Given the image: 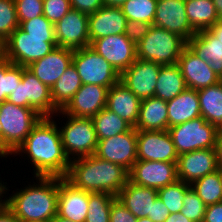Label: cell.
Returning <instances> with one entry per match:
<instances>
[{
	"label": "cell",
	"mask_w": 222,
	"mask_h": 222,
	"mask_svg": "<svg viewBox=\"0 0 222 222\" xmlns=\"http://www.w3.org/2000/svg\"><path fill=\"white\" fill-rule=\"evenodd\" d=\"M141 100L120 80L107 92L106 108L123 118L135 128L140 111Z\"/></svg>",
	"instance_id": "obj_24"
},
{
	"label": "cell",
	"mask_w": 222,
	"mask_h": 222,
	"mask_svg": "<svg viewBox=\"0 0 222 222\" xmlns=\"http://www.w3.org/2000/svg\"><path fill=\"white\" fill-rule=\"evenodd\" d=\"M176 168L178 180L191 185L197 179L219 170L215 149H198L181 154Z\"/></svg>",
	"instance_id": "obj_18"
},
{
	"label": "cell",
	"mask_w": 222,
	"mask_h": 222,
	"mask_svg": "<svg viewBox=\"0 0 222 222\" xmlns=\"http://www.w3.org/2000/svg\"><path fill=\"white\" fill-rule=\"evenodd\" d=\"M121 7L103 6L88 15L90 43L107 36L123 34L127 23Z\"/></svg>",
	"instance_id": "obj_23"
},
{
	"label": "cell",
	"mask_w": 222,
	"mask_h": 222,
	"mask_svg": "<svg viewBox=\"0 0 222 222\" xmlns=\"http://www.w3.org/2000/svg\"><path fill=\"white\" fill-rule=\"evenodd\" d=\"M186 41L179 35L156 26L137 44V58L162 65H175Z\"/></svg>",
	"instance_id": "obj_7"
},
{
	"label": "cell",
	"mask_w": 222,
	"mask_h": 222,
	"mask_svg": "<svg viewBox=\"0 0 222 222\" xmlns=\"http://www.w3.org/2000/svg\"><path fill=\"white\" fill-rule=\"evenodd\" d=\"M41 119L42 116L32 108L3 101L0 104L2 158L13 155Z\"/></svg>",
	"instance_id": "obj_4"
},
{
	"label": "cell",
	"mask_w": 222,
	"mask_h": 222,
	"mask_svg": "<svg viewBox=\"0 0 222 222\" xmlns=\"http://www.w3.org/2000/svg\"><path fill=\"white\" fill-rule=\"evenodd\" d=\"M65 179L89 193H109L117 197L129 181V171L93 154L71 160Z\"/></svg>",
	"instance_id": "obj_3"
},
{
	"label": "cell",
	"mask_w": 222,
	"mask_h": 222,
	"mask_svg": "<svg viewBox=\"0 0 222 222\" xmlns=\"http://www.w3.org/2000/svg\"><path fill=\"white\" fill-rule=\"evenodd\" d=\"M218 130L202 116L168 129L178 155L198 149H214Z\"/></svg>",
	"instance_id": "obj_9"
},
{
	"label": "cell",
	"mask_w": 222,
	"mask_h": 222,
	"mask_svg": "<svg viewBox=\"0 0 222 222\" xmlns=\"http://www.w3.org/2000/svg\"><path fill=\"white\" fill-rule=\"evenodd\" d=\"M186 45L196 56L209 62L213 72L222 80V43L209 30L197 32Z\"/></svg>",
	"instance_id": "obj_26"
},
{
	"label": "cell",
	"mask_w": 222,
	"mask_h": 222,
	"mask_svg": "<svg viewBox=\"0 0 222 222\" xmlns=\"http://www.w3.org/2000/svg\"><path fill=\"white\" fill-rule=\"evenodd\" d=\"M74 50L57 46L26 68L50 89L72 64Z\"/></svg>",
	"instance_id": "obj_21"
},
{
	"label": "cell",
	"mask_w": 222,
	"mask_h": 222,
	"mask_svg": "<svg viewBox=\"0 0 222 222\" xmlns=\"http://www.w3.org/2000/svg\"><path fill=\"white\" fill-rule=\"evenodd\" d=\"M203 222H222V202L206 207Z\"/></svg>",
	"instance_id": "obj_48"
},
{
	"label": "cell",
	"mask_w": 222,
	"mask_h": 222,
	"mask_svg": "<svg viewBox=\"0 0 222 222\" xmlns=\"http://www.w3.org/2000/svg\"><path fill=\"white\" fill-rule=\"evenodd\" d=\"M178 157L168 130L137 131V160L177 163Z\"/></svg>",
	"instance_id": "obj_14"
},
{
	"label": "cell",
	"mask_w": 222,
	"mask_h": 222,
	"mask_svg": "<svg viewBox=\"0 0 222 222\" xmlns=\"http://www.w3.org/2000/svg\"><path fill=\"white\" fill-rule=\"evenodd\" d=\"M158 198L154 188L142 187L128 181L117 195V199L137 218L151 215L152 205Z\"/></svg>",
	"instance_id": "obj_25"
},
{
	"label": "cell",
	"mask_w": 222,
	"mask_h": 222,
	"mask_svg": "<svg viewBox=\"0 0 222 222\" xmlns=\"http://www.w3.org/2000/svg\"><path fill=\"white\" fill-rule=\"evenodd\" d=\"M94 155L130 171L137 161L136 129L132 128L122 134L99 140Z\"/></svg>",
	"instance_id": "obj_11"
},
{
	"label": "cell",
	"mask_w": 222,
	"mask_h": 222,
	"mask_svg": "<svg viewBox=\"0 0 222 222\" xmlns=\"http://www.w3.org/2000/svg\"><path fill=\"white\" fill-rule=\"evenodd\" d=\"M201 116L218 129L222 128V80L197 91Z\"/></svg>",
	"instance_id": "obj_30"
},
{
	"label": "cell",
	"mask_w": 222,
	"mask_h": 222,
	"mask_svg": "<svg viewBox=\"0 0 222 222\" xmlns=\"http://www.w3.org/2000/svg\"><path fill=\"white\" fill-rule=\"evenodd\" d=\"M191 185L177 180L171 185L158 189V198L164 203L169 213H180L184 205L186 190Z\"/></svg>",
	"instance_id": "obj_38"
},
{
	"label": "cell",
	"mask_w": 222,
	"mask_h": 222,
	"mask_svg": "<svg viewBox=\"0 0 222 222\" xmlns=\"http://www.w3.org/2000/svg\"><path fill=\"white\" fill-rule=\"evenodd\" d=\"M152 24L128 20L125 27V36L136 46L147 35Z\"/></svg>",
	"instance_id": "obj_44"
},
{
	"label": "cell",
	"mask_w": 222,
	"mask_h": 222,
	"mask_svg": "<svg viewBox=\"0 0 222 222\" xmlns=\"http://www.w3.org/2000/svg\"><path fill=\"white\" fill-rule=\"evenodd\" d=\"M186 89V82L177 64L161 66L154 92L155 97L169 101Z\"/></svg>",
	"instance_id": "obj_29"
},
{
	"label": "cell",
	"mask_w": 222,
	"mask_h": 222,
	"mask_svg": "<svg viewBox=\"0 0 222 222\" xmlns=\"http://www.w3.org/2000/svg\"><path fill=\"white\" fill-rule=\"evenodd\" d=\"M97 140H104L112 136L130 131L133 127L107 108H103L92 118Z\"/></svg>",
	"instance_id": "obj_33"
},
{
	"label": "cell",
	"mask_w": 222,
	"mask_h": 222,
	"mask_svg": "<svg viewBox=\"0 0 222 222\" xmlns=\"http://www.w3.org/2000/svg\"><path fill=\"white\" fill-rule=\"evenodd\" d=\"M185 8L188 21L196 33L208 30L220 20L213 0H185Z\"/></svg>",
	"instance_id": "obj_31"
},
{
	"label": "cell",
	"mask_w": 222,
	"mask_h": 222,
	"mask_svg": "<svg viewBox=\"0 0 222 222\" xmlns=\"http://www.w3.org/2000/svg\"><path fill=\"white\" fill-rule=\"evenodd\" d=\"M6 184L7 182H4L2 179L0 180V208H3L4 206H6V198H7V195H6L7 185Z\"/></svg>",
	"instance_id": "obj_53"
},
{
	"label": "cell",
	"mask_w": 222,
	"mask_h": 222,
	"mask_svg": "<svg viewBox=\"0 0 222 222\" xmlns=\"http://www.w3.org/2000/svg\"><path fill=\"white\" fill-rule=\"evenodd\" d=\"M177 65L189 89L198 91L221 81L211 69L209 62L196 56L187 45L182 50Z\"/></svg>",
	"instance_id": "obj_19"
},
{
	"label": "cell",
	"mask_w": 222,
	"mask_h": 222,
	"mask_svg": "<svg viewBox=\"0 0 222 222\" xmlns=\"http://www.w3.org/2000/svg\"><path fill=\"white\" fill-rule=\"evenodd\" d=\"M89 192L75 188L65 178H59L57 214L73 222H85Z\"/></svg>",
	"instance_id": "obj_22"
},
{
	"label": "cell",
	"mask_w": 222,
	"mask_h": 222,
	"mask_svg": "<svg viewBox=\"0 0 222 222\" xmlns=\"http://www.w3.org/2000/svg\"><path fill=\"white\" fill-rule=\"evenodd\" d=\"M19 27L14 0H0V43Z\"/></svg>",
	"instance_id": "obj_39"
},
{
	"label": "cell",
	"mask_w": 222,
	"mask_h": 222,
	"mask_svg": "<svg viewBox=\"0 0 222 222\" xmlns=\"http://www.w3.org/2000/svg\"><path fill=\"white\" fill-rule=\"evenodd\" d=\"M135 129L136 131L168 130L167 101L155 96L141 100L139 118Z\"/></svg>",
	"instance_id": "obj_28"
},
{
	"label": "cell",
	"mask_w": 222,
	"mask_h": 222,
	"mask_svg": "<svg viewBox=\"0 0 222 222\" xmlns=\"http://www.w3.org/2000/svg\"><path fill=\"white\" fill-rule=\"evenodd\" d=\"M162 64L136 59L120 74V81L140 100L154 96Z\"/></svg>",
	"instance_id": "obj_16"
},
{
	"label": "cell",
	"mask_w": 222,
	"mask_h": 222,
	"mask_svg": "<svg viewBox=\"0 0 222 222\" xmlns=\"http://www.w3.org/2000/svg\"><path fill=\"white\" fill-rule=\"evenodd\" d=\"M32 178L37 180L32 179L34 184L13 190L11 195L7 186L6 206L20 222H51L57 215L59 177Z\"/></svg>",
	"instance_id": "obj_2"
},
{
	"label": "cell",
	"mask_w": 222,
	"mask_h": 222,
	"mask_svg": "<svg viewBox=\"0 0 222 222\" xmlns=\"http://www.w3.org/2000/svg\"><path fill=\"white\" fill-rule=\"evenodd\" d=\"M164 222H193L184 216L181 212L180 213H172L170 214Z\"/></svg>",
	"instance_id": "obj_52"
},
{
	"label": "cell",
	"mask_w": 222,
	"mask_h": 222,
	"mask_svg": "<svg viewBox=\"0 0 222 222\" xmlns=\"http://www.w3.org/2000/svg\"><path fill=\"white\" fill-rule=\"evenodd\" d=\"M60 115L62 116L60 118ZM59 116V117H58ZM54 118L63 117L64 119H56L59 124L58 128L61 134L62 145L65 150L67 157L71 160L81 157H87L95 154L97 148V137L94 124L91 118L74 117L63 113L61 110L58 111ZM63 122V126L62 123Z\"/></svg>",
	"instance_id": "obj_5"
},
{
	"label": "cell",
	"mask_w": 222,
	"mask_h": 222,
	"mask_svg": "<svg viewBox=\"0 0 222 222\" xmlns=\"http://www.w3.org/2000/svg\"><path fill=\"white\" fill-rule=\"evenodd\" d=\"M127 0H103L104 6L121 7Z\"/></svg>",
	"instance_id": "obj_54"
},
{
	"label": "cell",
	"mask_w": 222,
	"mask_h": 222,
	"mask_svg": "<svg viewBox=\"0 0 222 222\" xmlns=\"http://www.w3.org/2000/svg\"><path fill=\"white\" fill-rule=\"evenodd\" d=\"M0 222H20V220L7 206H4L0 208Z\"/></svg>",
	"instance_id": "obj_49"
},
{
	"label": "cell",
	"mask_w": 222,
	"mask_h": 222,
	"mask_svg": "<svg viewBox=\"0 0 222 222\" xmlns=\"http://www.w3.org/2000/svg\"><path fill=\"white\" fill-rule=\"evenodd\" d=\"M2 55V44L0 43V56Z\"/></svg>",
	"instance_id": "obj_59"
},
{
	"label": "cell",
	"mask_w": 222,
	"mask_h": 222,
	"mask_svg": "<svg viewBox=\"0 0 222 222\" xmlns=\"http://www.w3.org/2000/svg\"><path fill=\"white\" fill-rule=\"evenodd\" d=\"M208 30L222 43V19L215 22Z\"/></svg>",
	"instance_id": "obj_51"
},
{
	"label": "cell",
	"mask_w": 222,
	"mask_h": 222,
	"mask_svg": "<svg viewBox=\"0 0 222 222\" xmlns=\"http://www.w3.org/2000/svg\"><path fill=\"white\" fill-rule=\"evenodd\" d=\"M169 215L170 213L167 207L159 198H157L152 205L151 215H148L147 217L153 222H164Z\"/></svg>",
	"instance_id": "obj_47"
},
{
	"label": "cell",
	"mask_w": 222,
	"mask_h": 222,
	"mask_svg": "<svg viewBox=\"0 0 222 222\" xmlns=\"http://www.w3.org/2000/svg\"><path fill=\"white\" fill-rule=\"evenodd\" d=\"M13 154L28 158L34 177L65 178L70 166L54 117H42Z\"/></svg>",
	"instance_id": "obj_1"
},
{
	"label": "cell",
	"mask_w": 222,
	"mask_h": 222,
	"mask_svg": "<svg viewBox=\"0 0 222 222\" xmlns=\"http://www.w3.org/2000/svg\"><path fill=\"white\" fill-rule=\"evenodd\" d=\"M57 46L71 50L90 46L88 14L71 9L54 25Z\"/></svg>",
	"instance_id": "obj_12"
},
{
	"label": "cell",
	"mask_w": 222,
	"mask_h": 222,
	"mask_svg": "<svg viewBox=\"0 0 222 222\" xmlns=\"http://www.w3.org/2000/svg\"><path fill=\"white\" fill-rule=\"evenodd\" d=\"M219 169H220V173H221V176H222V167H219Z\"/></svg>",
	"instance_id": "obj_60"
},
{
	"label": "cell",
	"mask_w": 222,
	"mask_h": 222,
	"mask_svg": "<svg viewBox=\"0 0 222 222\" xmlns=\"http://www.w3.org/2000/svg\"><path fill=\"white\" fill-rule=\"evenodd\" d=\"M19 27L29 35L55 36L54 25L44 15L23 21Z\"/></svg>",
	"instance_id": "obj_41"
},
{
	"label": "cell",
	"mask_w": 222,
	"mask_h": 222,
	"mask_svg": "<svg viewBox=\"0 0 222 222\" xmlns=\"http://www.w3.org/2000/svg\"><path fill=\"white\" fill-rule=\"evenodd\" d=\"M137 218L116 198L110 209V222H136Z\"/></svg>",
	"instance_id": "obj_45"
},
{
	"label": "cell",
	"mask_w": 222,
	"mask_h": 222,
	"mask_svg": "<svg viewBox=\"0 0 222 222\" xmlns=\"http://www.w3.org/2000/svg\"><path fill=\"white\" fill-rule=\"evenodd\" d=\"M107 92L108 88L104 86L82 84L61 111L69 116L92 118L106 108Z\"/></svg>",
	"instance_id": "obj_20"
},
{
	"label": "cell",
	"mask_w": 222,
	"mask_h": 222,
	"mask_svg": "<svg viewBox=\"0 0 222 222\" xmlns=\"http://www.w3.org/2000/svg\"><path fill=\"white\" fill-rule=\"evenodd\" d=\"M153 26L175 33L186 42L196 34L186 15L185 0H157Z\"/></svg>",
	"instance_id": "obj_17"
},
{
	"label": "cell",
	"mask_w": 222,
	"mask_h": 222,
	"mask_svg": "<svg viewBox=\"0 0 222 222\" xmlns=\"http://www.w3.org/2000/svg\"><path fill=\"white\" fill-rule=\"evenodd\" d=\"M72 63L82 84H96L109 89L120 80V74L90 46L74 50Z\"/></svg>",
	"instance_id": "obj_10"
},
{
	"label": "cell",
	"mask_w": 222,
	"mask_h": 222,
	"mask_svg": "<svg viewBox=\"0 0 222 222\" xmlns=\"http://www.w3.org/2000/svg\"><path fill=\"white\" fill-rule=\"evenodd\" d=\"M19 24L43 15V0H14Z\"/></svg>",
	"instance_id": "obj_42"
},
{
	"label": "cell",
	"mask_w": 222,
	"mask_h": 222,
	"mask_svg": "<svg viewBox=\"0 0 222 222\" xmlns=\"http://www.w3.org/2000/svg\"><path fill=\"white\" fill-rule=\"evenodd\" d=\"M0 158H2V139H1V133H0Z\"/></svg>",
	"instance_id": "obj_58"
},
{
	"label": "cell",
	"mask_w": 222,
	"mask_h": 222,
	"mask_svg": "<svg viewBox=\"0 0 222 222\" xmlns=\"http://www.w3.org/2000/svg\"><path fill=\"white\" fill-rule=\"evenodd\" d=\"M217 15L222 19V0H213Z\"/></svg>",
	"instance_id": "obj_55"
},
{
	"label": "cell",
	"mask_w": 222,
	"mask_h": 222,
	"mask_svg": "<svg viewBox=\"0 0 222 222\" xmlns=\"http://www.w3.org/2000/svg\"><path fill=\"white\" fill-rule=\"evenodd\" d=\"M157 0H127L121 9L127 20L147 22L153 25Z\"/></svg>",
	"instance_id": "obj_37"
},
{
	"label": "cell",
	"mask_w": 222,
	"mask_h": 222,
	"mask_svg": "<svg viewBox=\"0 0 222 222\" xmlns=\"http://www.w3.org/2000/svg\"><path fill=\"white\" fill-rule=\"evenodd\" d=\"M51 222H73L72 220H69L67 218H64L62 216H59L58 214L52 219Z\"/></svg>",
	"instance_id": "obj_56"
},
{
	"label": "cell",
	"mask_w": 222,
	"mask_h": 222,
	"mask_svg": "<svg viewBox=\"0 0 222 222\" xmlns=\"http://www.w3.org/2000/svg\"><path fill=\"white\" fill-rule=\"evenodd\" d=\"M183 202L184 205L181 213L193 222H203L207 206L198 197L191 186L186 190V196Z\"/></svg>",
	"instance_id": "obj_40"
},
{
	"label": "cell",
	"mask_w": 222,
	"mask_h": 222,
	"mask_svg": "<svg viewBox=\"0 0 222 222\" xmlns=\"http://www.w3.org/2000/svg\"><path fill=\"white\" fill-rule=\"evenodd\" d=\"M70 0H43V15L55 25L71 10Z\"/></svg>",
	"instance_id": "obj_43"
},
{
	"label": "cell",
	"mask_w": 222,
	"mask_h": 222,
	"mask_svg": "<svg viewBox=\"0 0 222 222\" xmlns=\"http://www.w3.org/2000/svg\"><path fill=\"white\" fill-rule=\"evenodd\" d=\"M23 74V66L11 63L3 55L0 56V104L6 101L16 85H19Z\"/></svg>",
	"instance_id": "obj_35"
},
{
	"label": "cell",
	"mask_w": 222,
	"mask_h": 222,
	"mask_svg": "<svg viewBox=\"0 0 222 222\" xmlns=\"http://www.w3.org/2000/svg\"><path fill=\"white\" fill-rule=\"evenodd\" d=\"M90 47L104 57L119 74L137 59L136 45L124 33L93 40Z\"/></svg>",
	"instance_id": "obj_13"
},
{
	"label": "cell",
	"mask_w": 222,
	"mask_h": 222,
	"mask_svg": "<svg viewBox=\"0 0 222 222\" xmlns=\"http://www.w3.org/2000/svg\"><path fill=\"white\" fill-rule=\"evenodd\" d=\"M215 152L219 167H222V128L217 132L216 142H215Z\"/></svg>",
	"instance_id": "obj_50"
},
{
	"label": "cell",
	"mask_w": 222,
	"mask_h": 222,
	"mask_svg": "<svg viewBox=\"0 0 222 222\" xmlns=\"http://www.w3.org/2000/svg\"><path fill=\"white\" fill-rule=\"evenodd\" d=\"M7 101L18 106L32 108L42 117H53L58 112L53 105L51 89L26 67H23L19 85H16Z\"/></svg>",
	"instance_id": "obj_8"
},
{
	"label": "cell",
	"mask_w": 222,
	"mask_h": 222,
	"mask_svg": "<svg viewBox=\"0 0 222 222\" xmlns=\"http://www.w3.org/2000/svg\"><path fill=\"white\" fill-rule=\"evenodd\" d=\"M168 129L201 116L199 96L196 90L187 88L167 101Z\"/></svg>",
	"instance_id": "obj_27"
},
{
	"label": "cell",
	"mask_w": 222,
	"mask_h": 222,
	"mask_svg": "<svg viewBox=\"0 0 222 222\" xmlns=\"http://www.w3.org/2000/svg\"><path fill=\"white\" fill-rule=\"evenodd\" d=\"M116 198L109 193H89L85 222H110V209Z\"/></svg>",
	"instance_id": "obj_36"
},
{
	"label": "cell",
	"mask_w": 222,
	"mask_h": 222,
	"mask_svg": "<svg viewBox=\"0 0 222 222\" xmlns=\"http://www.w3.org/2000/svg\"><path fill=\"white\" fill-rule=\"evenodd\" d=\"M191 188L206 206L222 202V176L220 169L197 179L191 184Z\"/></svg>",
	"instance_id": "obj_34"
},
{
	"label": "cell",
	"mask_w": 222,
	"mask_h": 222,
	"mask_svg": "<svg viewBox=\"0 0 222 222\" xmlns=\"http://www.w3.org/2000/svg\"><path fill=\"white\" fill-rule=\"evenodd\" d=\"M71 8L86 14H92L104 6L103 0H70Z\"/></svg>",
	"instance_id": "obj_46"
},
{
	"label": "cell",
	"mask_w": 222,
	"mask_h": 222,
	"mask_svg": "<svg viewBox=\"0 0 222 222\" xmlns=\"http://www.w3.org/2000/svg\"><path fill=\"white\" fill-rule=\"evenodd\" d=\"M178 180L176 163L137 160L129 171V181L135 185L160 189Z\"/></svg>",
	"instance_id": "obj_15"
},
{
	"label": "cell",
	"mask_w": 222,
	"mask_h": 222,
	"mask_svg": "<svg viewBox=\"0 0 222 222\" xmlns=\"http://www.w3.org/2000/svg\"><path fill=\"white\" fill-rule=\"evenodd\" d=\"M136 222H153V221L148 217H143V218L137 219Z\"/></svg>",
	"instance_id": "obj_57"
},
{
	"label": "cell",
	"mask_w": 222,
	"mask_h": 222,
	"mask_svg": "<svg viewBox=\"0 0 222 222\" xmlns=\"http://www.w3.org/2000/svg\"><path fill=\"white\" fill-rule=\"evenodd\" d=\"M81 86L80 76L72 63L51 87V98L54 107L58 111L62 110Z\"/></svg>",
	"instance_id": "obj_32"
},
{
	"label": "cell",
	"mask_w": 222,
	"mask_h": 222,
	"mask_svg": "<svg viewBox=\"0 0 222 222\" xmlns=\"http://www.w3.org/2000/svg\"><path fill=\"white\" fill-rule=\"evenodd\" d=\"M56 47L55 36L29 35L18 27L2 44V55L13 64L27 67Z\"/></svg>",
	"instance_id": "obj_6"
}]
</instances>
